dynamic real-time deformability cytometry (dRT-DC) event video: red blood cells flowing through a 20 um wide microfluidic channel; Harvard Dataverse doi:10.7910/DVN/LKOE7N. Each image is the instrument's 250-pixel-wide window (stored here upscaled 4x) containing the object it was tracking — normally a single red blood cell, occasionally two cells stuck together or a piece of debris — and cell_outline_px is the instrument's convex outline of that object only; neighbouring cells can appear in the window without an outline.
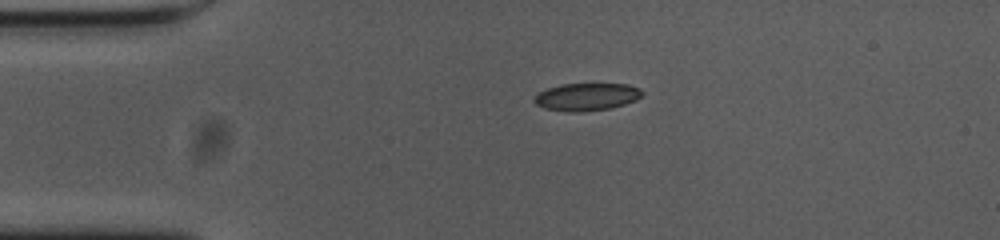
{"species": "common noctule bat (a hibernating species)", "species_latin": "Nyctalus noctula", "temperature_condition": "cold", "stored_images_in_passage": 44, "camera_frame_rate_fps": 3000, "um_per_image_px": 0.085, "animal": {"sex": "female", "body_mass_g": 23.0, "forearm_length_mm": 53.4}, "frame": {"image": 1, "passage_image": 1, "time_ms": 0.0, "image_size_px": [1000, 240], "cell_outline_px": [[644, 92], [636, 100], [612, 108], [580, 112], [572, 112], [544, 108], [536, 104], [532, 100], [540, 92], [548, 88], [560, 84], [628, 84], [640, 88]], "centroid_in_image_um": [49.88, 8.23], "position_along_channel_um": 35.1, "area_um2": 17.28}}
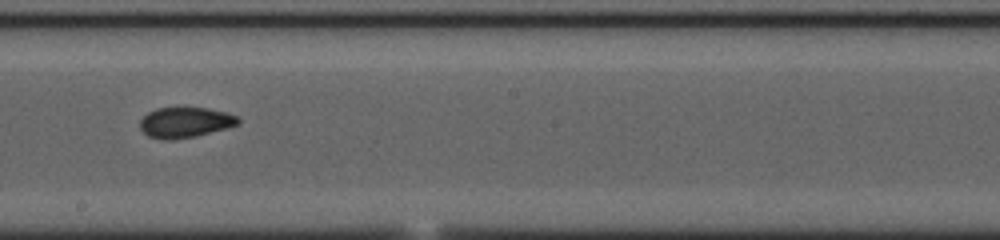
{"frame": {"image": 2, "passage_image": 20, "time_ms": 6.333, "image_size_px": [1000, 240], "cell_outline_px": [[240, 124], [228, 128], [196, 136], [172, 140], [160, 140], [148, 136], [140, 128], [140, 120], [148, 112], [156, 108], [208, 108], [228, 112], [236, 116], [240, 120]], "centroid_in_image_um": [15.75, 10.41], "position_along_channel_um": 232.4, "area_um2": 17.57}}
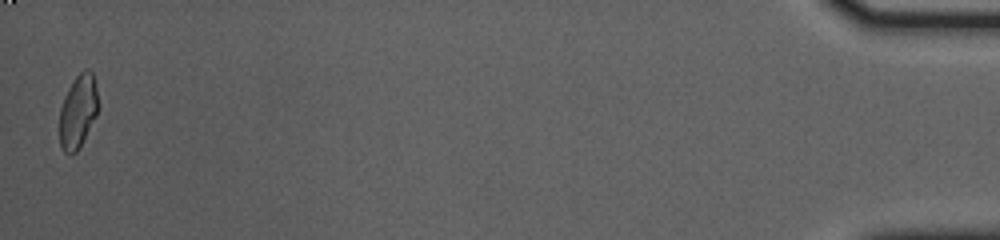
{"frame": {"image": 3, "passage_image": 44, "time_ms": 14.333, "image_size_px": [1000, 240], "cell_outline_px": [[96, 116], [76, 152], [68, 156], [60, 148], [60, 108], [64, 96], [68, 88], [76, 76], [84, 68], [88, 68], [92, 72], [96, 84]], "centroid_in_image_um": [6.6, 9.47], "position_along_channel_um": 428.6, "area_um2": 16.3}, "authors_computed_cell_mechanics": {"area_um2": 17.4556, "velocity_mm_per_s": 3.6815, "shape_relaxation_time_tau1_ms": 10.6489, "shape_relaxation_time_tau2_ms": 2.4665, "deformation_change_tau1": 0.2176, "deformation_change_tau2": 0.081}}